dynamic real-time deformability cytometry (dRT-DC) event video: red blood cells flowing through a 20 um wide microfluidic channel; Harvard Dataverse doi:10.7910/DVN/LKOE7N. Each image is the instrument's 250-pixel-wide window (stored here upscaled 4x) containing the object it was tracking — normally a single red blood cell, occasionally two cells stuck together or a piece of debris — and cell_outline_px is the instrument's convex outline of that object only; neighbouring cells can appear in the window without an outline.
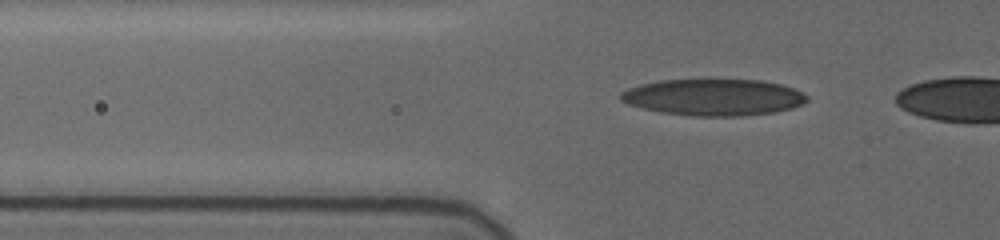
{"species": "human", "species_latin": "Homo sapiens", "temperature_condition": "cold", "stored_images_in_passage": 84, "camera_frame_rate_fps": 3000, "um_per_image_px": 0.085, "donor": {"sex": "female"}, "frame": {"image": 1, "passage_image": 27, "time_ms": 4.333, "image_size_px": [1000, 240], "cell_outline_px": [[808, 100], [792, 108], [776, 112], [740, 116], [692, 116], [660, 112], [628, 104], [620, 100], [620, 92], [628, 88], [640, 84], [660, 80], [708, 76], [760, 80], [780, 84], [792, 88], [808, 96]], "centroid_in_image_um": [60.61, 8.21], "position_along_channel_um": 65.2, "area_um2": 41.04}}
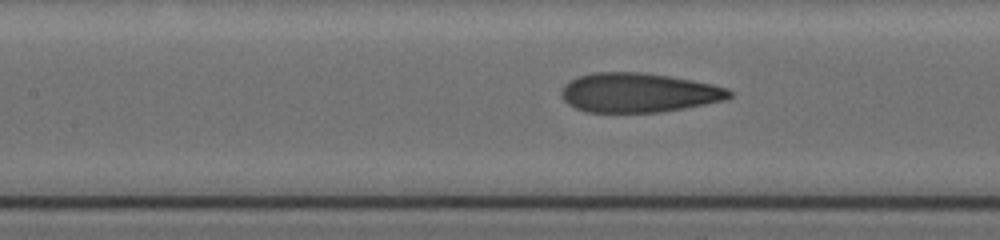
{"frame": {"image": 2, "passage_image": 49, "time_ms": 7.0, "image_size_px": [1000, 240], "cell_outline_px": [[732, 96], [728, 100], [684, 108], [660, 112], [588, 112], [576, 108], [568, 104], [564, 100], [560, 92], [564, 84], [568, 80], [576, 76], [592, 72], [644, 72], [692, 80], [712, 84], [728, 88], [732, 92]], "centroid_in_image_um": [54.27, 7.87], "position_along_channel_um": 153.1, "area_um2": 38.84}}
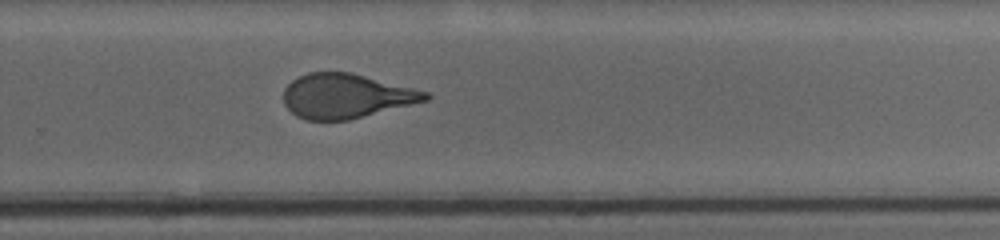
{"frame": {"image": 3, "passage_image": 82, "time_ms": 11.0, "image_size_px": [1000, 240], "cell_outline_px": [[432, 96], [428, 100], [348, 120], [304, 120], [296, 116], [284, 104], [284, 88], [296, 76], [308, 72], [352, 72], [428, 92]], "centroid_in_image_um": [29.39, 8.15], "position_along_channel_um": 300.4, "area_um2": 36.76}}